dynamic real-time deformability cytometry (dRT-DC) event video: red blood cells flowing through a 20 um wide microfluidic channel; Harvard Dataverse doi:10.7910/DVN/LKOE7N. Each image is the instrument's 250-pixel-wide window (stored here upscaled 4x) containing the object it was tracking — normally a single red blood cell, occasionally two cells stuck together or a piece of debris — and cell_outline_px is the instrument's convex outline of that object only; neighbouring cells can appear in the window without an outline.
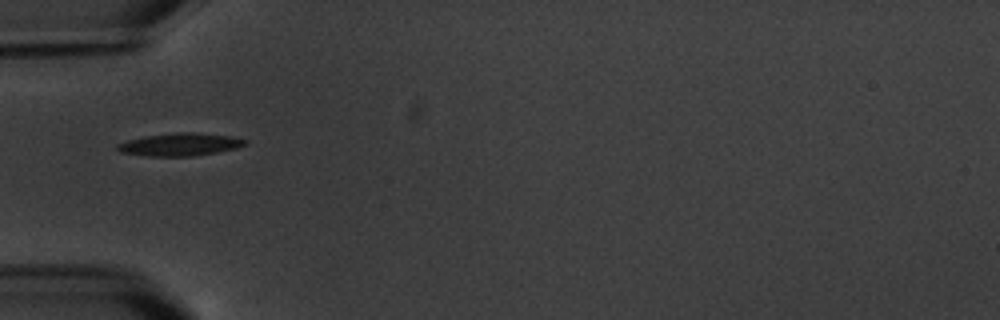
{"species": "common noctule bat (a hibernating species)", "species_latin": "Nyctalus noctula", "temperature_condition": "warm", "stored_images_in_passage": 2, "camera_frame_rate_fps": 3000, "um_per_image_px": 0.085, "animal": {"sex": "male", "body_mass_g": 20.1, "forearm_length_mm": 53.5}, "frame": {"image": 1, "passage_image": 1, "time_ms": 0.0, "image_size_px": [1000, 320], "cell_outline_px": [[248, 144], [236, 148], [216, 152], [192, 156], [148, 156], [120, 152], [116, 148], [116, 144], [128, 140], [144, 136], [176, 132], [196, 132], [228, 136], [248, 140]], "centroid_in_image_um": [15.29, 12.27], "position_along_channel_um": 69.7, "area_um2": 16.88}}